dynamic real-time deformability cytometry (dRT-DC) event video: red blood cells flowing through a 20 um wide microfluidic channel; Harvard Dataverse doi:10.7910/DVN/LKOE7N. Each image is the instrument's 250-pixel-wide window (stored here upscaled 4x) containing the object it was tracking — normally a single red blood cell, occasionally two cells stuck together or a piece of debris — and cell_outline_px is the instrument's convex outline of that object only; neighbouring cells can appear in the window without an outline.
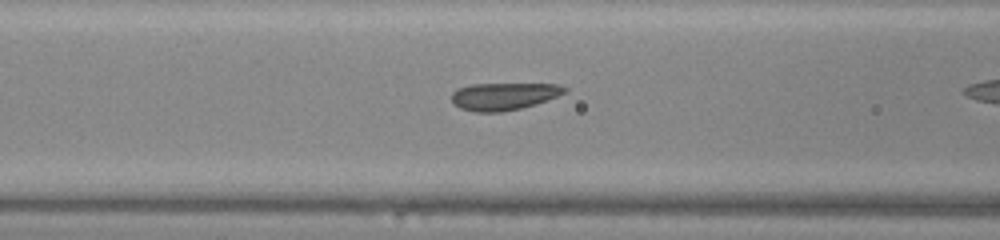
{"species": "common noctule bat (a hibernating species)", "species_latin": "Nyctalus noctula", "temperature_condition": "warm", "stored_images_in_passage": 26, "camera_frame_rate_fps": 3000, "um_per_image_px": 0.085, "animal": {"sex": "male", "body_mass_g": 20.0, "forearm_length_mm": 53.3}, "frame": {"image": 1, "passage_image": 8, "time_ms": 2.333, "image_size_px": [1000, 240], "cell_outline_px": [[568, 92], [536, 104], [520, 108], [500, 112], [476, 112], [460, 108], [452, 104], [452, 92], [456, 88], [472, 84], [560, 84], [568, 88]], "centroid_in_image_um": [42.82, 8.18], "position_along_channel_um": 123.8, "area_um2": 18.15}}
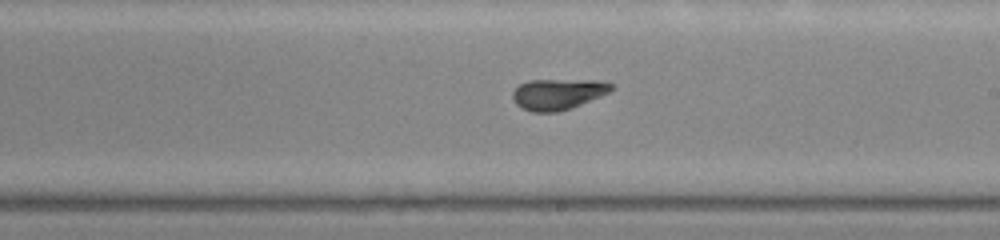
{"frame": {"image": 2, "passage_image": 16, "time_ms": 5.0, "image_size_px": [1000, 240], "cell_outline_px": [[612, 88], [608, 92], [600, 96], [580, 104], [556, 112], [532, 112], [516, 104], [512, 96], [512, 92], [520, 84], [532, 80], [600, 80], [612, 84]], "centroid_in_image_um": [47.4, 7.99], "position_along_channel_um": 241.6, "area_um2": 17.4}}
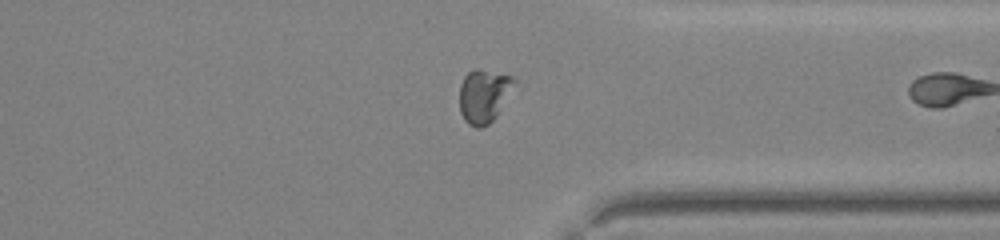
{"frame": {"image": 3, "passage_image": 25, "time_ms": 8.0, "image_size_px": [1000, 240], "cell_outline_px": [[520, 84], [496, 116], [488, 124], [480, 128], [476, 128], [468, 124], [464, 120], [460, 112], [460, 84], [464, 76], [472, 68], [476, 68], [516, 76]], "centroid_in_image_um": [41.21, 8.1], "position_along_channel_um": 370.2, "area_um2": 17.86}}